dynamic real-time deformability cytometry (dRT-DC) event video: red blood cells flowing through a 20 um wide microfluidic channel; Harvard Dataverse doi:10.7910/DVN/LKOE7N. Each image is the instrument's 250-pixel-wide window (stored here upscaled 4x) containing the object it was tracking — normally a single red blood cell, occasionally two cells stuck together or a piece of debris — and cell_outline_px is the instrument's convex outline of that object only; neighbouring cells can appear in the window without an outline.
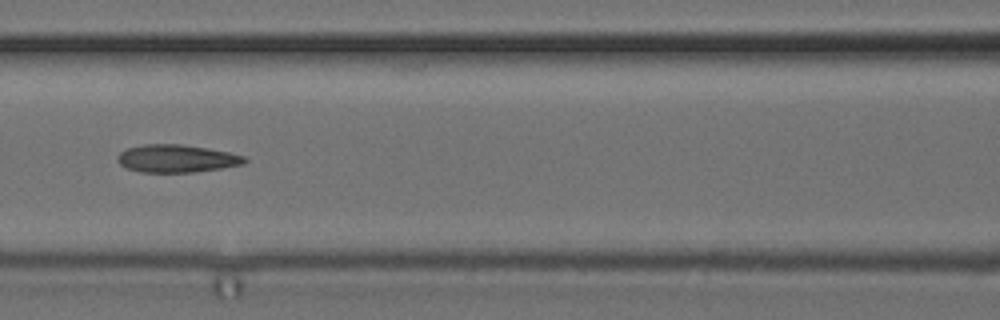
{"species": "common noctule bat (a hibernating species)", "species_latin": "Nyctalus noctula", "temperature_condition": "cold", "stored_images_in_passage": 9, "camera_frame_rate_fps": 3000, "um_per_image_px": 0.085, "animal": {"sex": "female", "body_mass_g": 24.6, "forearm_length_mm": 56.2}, "frame": {"image": 1, "passage_image": 6, "time_ms": 1.667, "image_size_px": [1000, 320], "cell_outline_px": [[248, 160], [244, 164], [220, 168], [192, 172], [140, 172], [128, 168], [120, 164], [116, 160], [116, 156], [120, 152], [128, 148], [144, 144], [180, 144], [208, 148], [228, 152], [244, 156]], "centroid_in_image_um": [15.0, 13.47], "position_along_channel_um": 151.6, "area_um2": 20.46}}
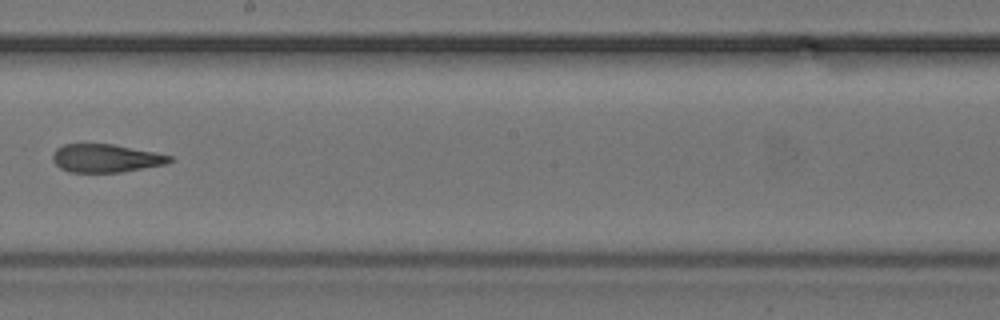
{"frame": {"image": 2, "passage_image": 8, "time_ms": 2.333, "image_size_px": [1000, 320], "cell_outline_px": [[172, 160], [164, 164], [144, 168], [120, 172], [68, 172], [60, 168], [52, 160], [52, 156], [56, 148], [64, 144], [112, 144], [156, 152], [172, 156]], "centroid_in_image_um": [8.97, 13.45], "position_along_channel_um": 239.2, "area_um2": 19.13}}
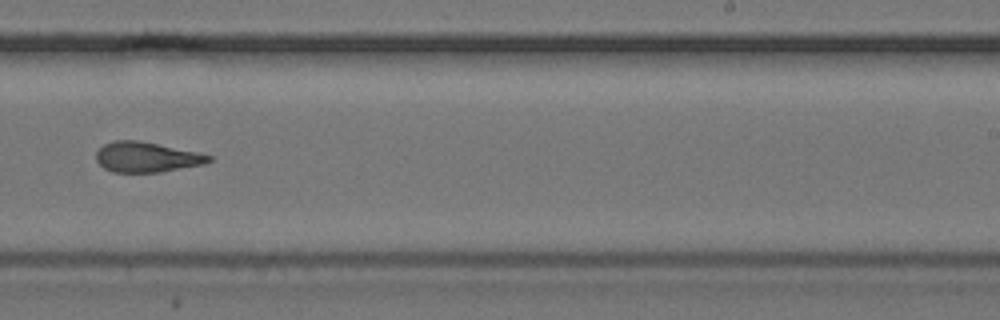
{"frame": {"image": 3, "passage_image": 9, "time_ms": 2.667, "image_size_px": [1000, 320], "cell_outline_px": [[212, 160], [204, 164], [160, 172], [112, 172], [104, 168], [96, 160], [96, 152], [104, 144], [112, 140], [136, 140], [196, 152], [212, 156]], "centroid_in_image_um": [12.42, 13.36], "position_along_channel_um": 276.6, "area_um2": 19.59}}